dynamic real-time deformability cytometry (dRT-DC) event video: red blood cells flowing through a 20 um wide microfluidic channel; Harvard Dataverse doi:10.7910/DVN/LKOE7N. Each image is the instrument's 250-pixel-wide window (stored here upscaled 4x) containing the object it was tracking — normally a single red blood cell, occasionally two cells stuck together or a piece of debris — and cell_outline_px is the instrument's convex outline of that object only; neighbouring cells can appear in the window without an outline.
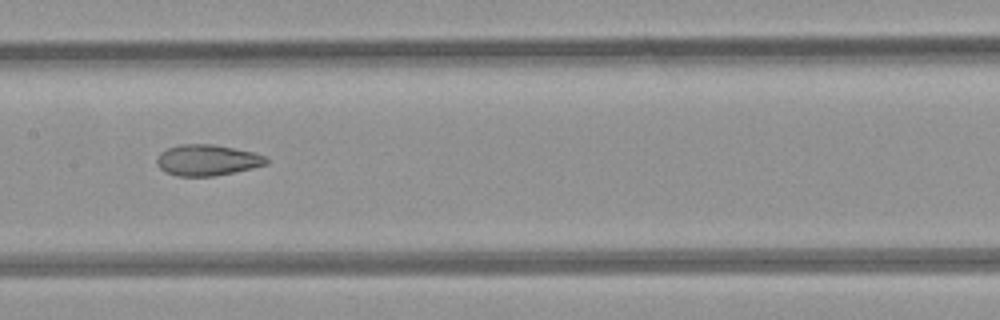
{"species": "common noctule bat (a hibernating species)", "species_latin": "Nyctalus noctula", "temperature_condition": "room temperature", "stored_images_in_passage": 8, "segment_of_instrument_passage": [1, 2], "camera_frame_rate_fps": 3000, "um_per_image_px": 0.085, "animal": {"sex": "female", "body_mass_g": 21.9}, "frame": {"image": 1, "passage_image": 7, "time_ms": 6.667, "image_size_px": [1000, 320], "cell_outline_px": [[268, 164], [232, 172], [212, 176], [176, 176], [164, 172], [156, 164], [156, 160], [160, 152], [168, 148], [180, 144], [212, 144], [252, 152], [264, 156], [268, 160]], "centroid_in_image_um": [17.55, 13.61], "position_along_channel_um": 189.8, "area_um2": 19.59}}